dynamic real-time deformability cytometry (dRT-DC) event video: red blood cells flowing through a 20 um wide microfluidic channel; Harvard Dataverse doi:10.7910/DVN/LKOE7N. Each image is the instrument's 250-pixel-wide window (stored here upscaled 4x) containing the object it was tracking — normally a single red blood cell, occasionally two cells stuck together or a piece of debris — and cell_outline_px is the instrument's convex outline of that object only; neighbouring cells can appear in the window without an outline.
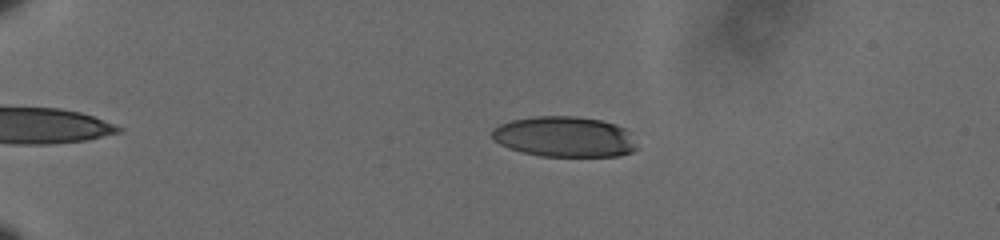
{"species": "human", "species_latin": "Homo sapiens", "temperature_condition": "cold", "stored_images_in_passage": 48, "camera_frame_rate_fps": 3000, "um_per_image_px": 0.085, "donor": {"sex": "male"}, "frame": {"image": 1, "passage_image": 3, "time_ms": 0.667, "image_size_px": [1000, 240], "cell_outline_px": [[636, 148], [632, 152], [620, 156], [540, 156], [520, 152], [508, 148], [492, 140], [492, 128], [500, 124], [512, 120], [536, 116], [576, 116], [600, 120], [616, 124], [624, 128], [636, 144]], "centroid_in_image_um": [47.94, 11.63], "position_along_channel_um": 37.1, "area_um2": 34.28}}
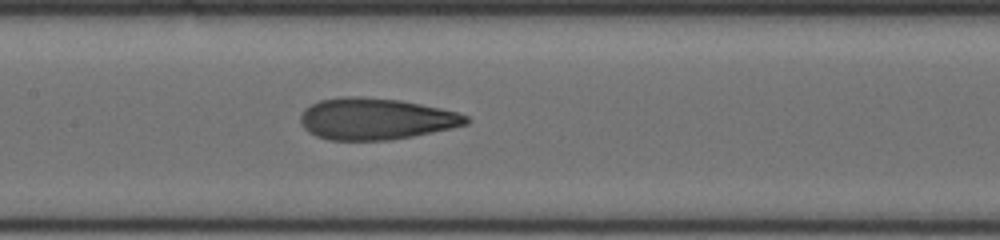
{"frame": {"image": 2, "passage_image": 21, "time_ms": 6.667, "image_size_px": [1000, 240], "cell_outline_px": [[472, 120], [468, 124], [452, 128], [412, 136], [388, 140], [328, 140], [316, 136], [308, 132], [300, 124], [300, 116], [304, 108], [320, 100], [340, 96], [360, 96], [400, 100], [440, 108], [456, 112], [468, 116]], "centroid_in_image_um": [31.91, 10.1], "position_along_channel_um": 175.5, "area_um2": 40.29}}
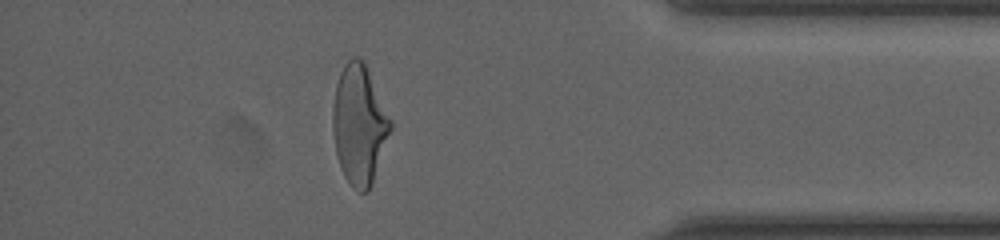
{"frame": {"image": 3, "passage_image": 42, "time_ms": 13.667, "image_size_px": [1000, 240], "cell_outline_px": [[392, 128], [372, 184], [368, 192], [360, 192], [352, 188], [344, 176], [340, 168], [336, 152], [332, 128], [332, 108], [336, 84], [340, 72], [344, 64], [352, 56], [356, 56], [364, 60], [392, 120]], "centroid_in_image_um": [30.53, 10.58], "position_along_channel_um": 404.7, "area_um2": 40.58}, "authors_computed_cell_mechanics": {"area_um2": 39.593, "velocity_mm_per_s": 3.6224, "shape_relaxation_time_tau1_ms": 6.3717, "shape_relaxation_time_tau2_ms": 1.3679, "deformation_change_tau1": 0.2051, "deformation_change_tau2": 0.0986}}